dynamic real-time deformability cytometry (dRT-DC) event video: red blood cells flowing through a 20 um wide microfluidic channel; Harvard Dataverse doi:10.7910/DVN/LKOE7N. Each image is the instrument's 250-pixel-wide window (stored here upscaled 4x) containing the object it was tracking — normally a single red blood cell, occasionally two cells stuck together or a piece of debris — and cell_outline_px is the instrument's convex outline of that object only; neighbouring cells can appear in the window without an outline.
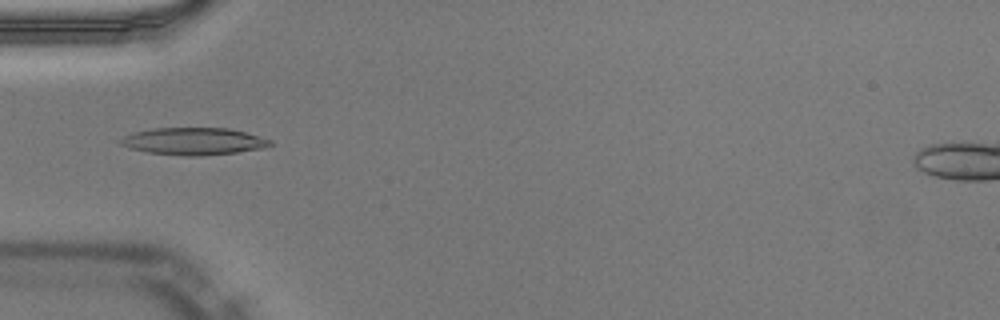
{"species": "Egyptian fruit bat (a non-hibernating species)", "species_latin": "Rousettus aegyptiacus", "temperature_condition": "warm", "stored_images_in_passage": 51, "camera_frame_rate_fps": 3000, "um_per_image_px": 0.085, "animal": {"sex": "male"}, "frame": {"image": 1, "passage_image": 17, "time_ms": 5.333, "image_size_px": [1000, 320], "cell_outline_px": [[272, 144], [264, 148], [236, 152], [200, 156], [184, 156], [148, 152], [132, 148], [120, 144], [120, 140], [124, 136], [136, 132], [156, 128], [228, 128], [244, 132], [272, 140]], "centroid_in_image_um": [16.49, 12.01], "position_along_channel_um": 68.5, "area_um2": 23.41}}
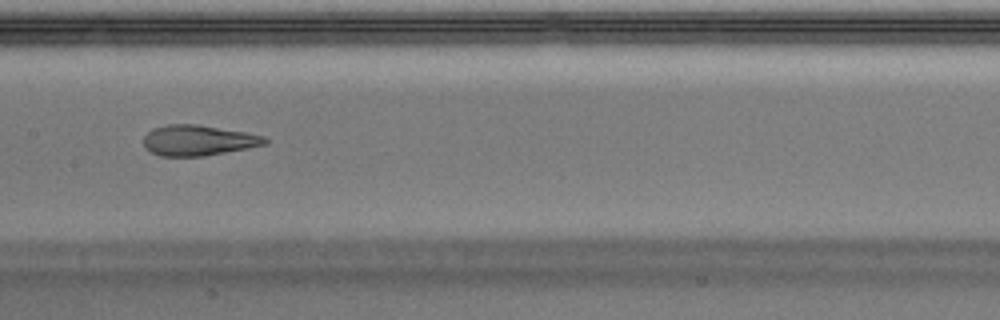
{"frame": {"image": 2, "passage_image": 26, "time_ms": 8.333, "image_size_px": [1000, 320], "cell_outline_px": [[268, 144], [248, 148], [204, 156], [160, 156], [144, 148], [144, 136], [152, 128], [168, 124], [196, 124], [244, 132], [264, 136], [268, 140]], "centroid_in_image_um": [16.83, 11.93], "position_along_channel_um": 190.6, "area_um2": 21.56}}
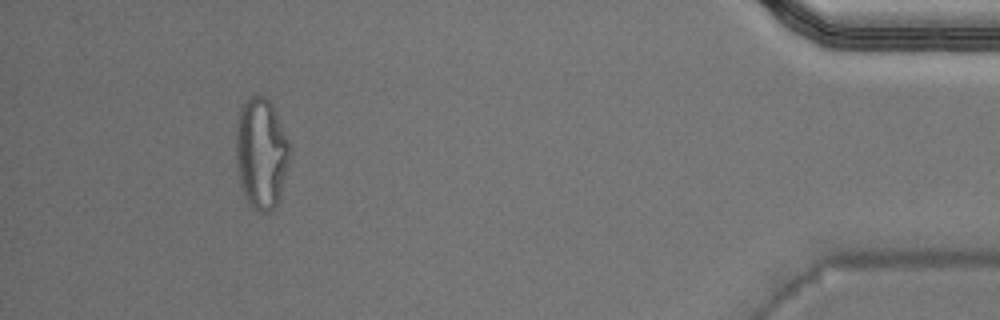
{"frame": {"image": 3, "passage_image": 47, "time_ms": 15.333, "image_size_px": [1000, 320], "cell_outline_px": [[292, 156], [280, 200], [268, 212], [260, 212], [252, 208], [240, 184], [236, 164], [236, 124], [240, 104], [244, 100], [252, 96], [264, 96], [272, 104], [288, 140]], "centroid_in_image_um": [22.22, 13.02], "position_along_channel_um": 413.0, "area_um2": 35.32}, "authors_computed_cell_mechanics": {"area_um2": 22.4842, "velocity_mm_per_s": 4.0324, "shape_relaxation_time_tau1_ms": 7.8542, "shape_relaxation_time_tau2_ms": 1.1872, "deformation_change_tau1": 0.3164, "deformation_change_tau2": 0.0993}}